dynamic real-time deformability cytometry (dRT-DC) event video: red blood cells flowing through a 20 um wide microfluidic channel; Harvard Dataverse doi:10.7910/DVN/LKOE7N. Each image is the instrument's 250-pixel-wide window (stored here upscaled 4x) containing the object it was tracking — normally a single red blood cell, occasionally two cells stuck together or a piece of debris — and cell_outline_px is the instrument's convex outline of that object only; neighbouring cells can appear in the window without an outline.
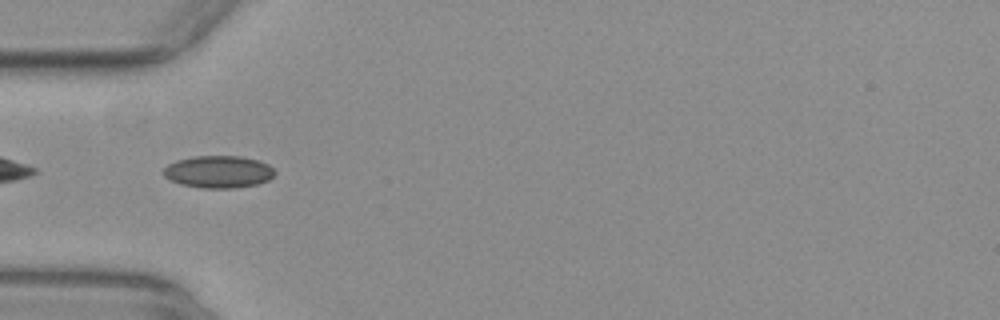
{"species": "common noctule bat (a hibernating species)", "species_latin": "Nyctalus noctula", "temperature_condition": "warm", "stored_images_in_passage": 38, "camera_frame_rate_fps": 3000, "um_per_image_px": 0.085, "animal": {"sex": "female", "body_mass_g": 29.2, "forearm_length_mm": 56.3}, "frame": {"image": 1, "passage_image": 2, "time_ms": 0.333, "image_size_px": [1000, 320], "cell_outline_px": [[276, 172], [268, 180], [256, 184], [236, 188], [200, 188], [180, 184], [164, 176], [164, 168], [168, 164], [176, 160], [192, 156], [240, 156], [260, 160], [268, 164]], "centroid_in_image_um": [18.57, 14.59], "position_along_channel_um": 66.4, "area_um2": 20.98}}
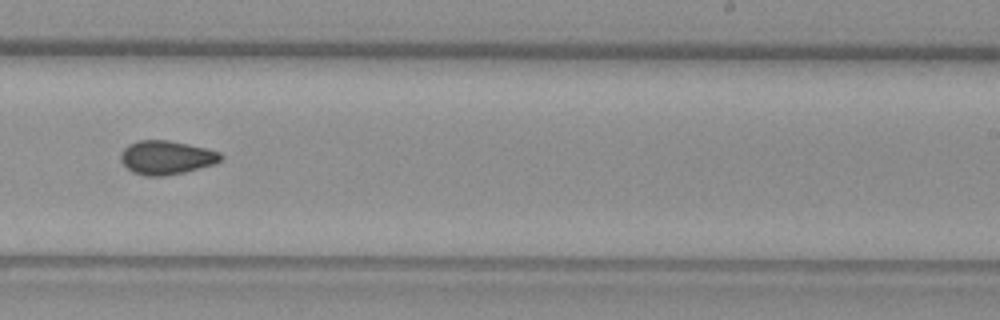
{"frame": {"image": 2, "passage_image": 18, "time_ms": 5.667, "image_size_px": [1000, 320], "cell_outline_px": [[224, 156], [216, 164], [184, 172], [164, 176], [144, 176], [132, 172], [120, 160], [120, 152], [128, 144], [136, 140], [168, 140], [188, 144], [220, 152]], "centroid_in_image_um": [14.12, 13.39], "position_along_channel_um": 274.9, "area_um2": 19.83}}
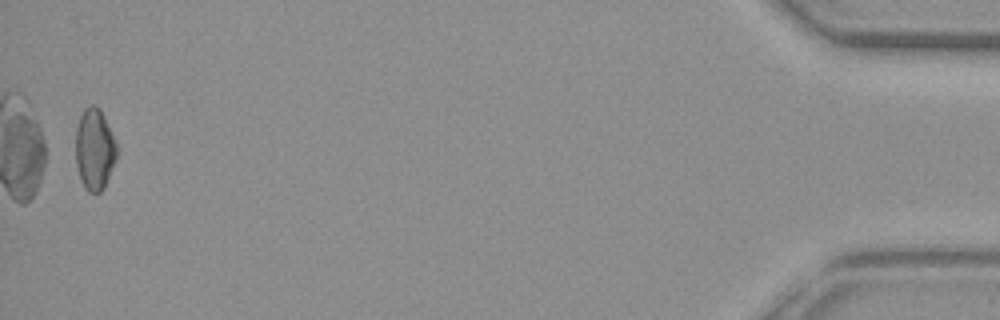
{"frame": {"image": 3, "passage_image": 37, "time_ms": 12.0, "image_size_px": [1000, 320], "cell_outline_px": [[120, 148], [116, 160], [104, 188], [100, 192], [88, 192], [84, 188], [80, 180], [76, 164], [76, 128], [80, 116], [84, 108], [92, 104], [100, 108]], "centroid_in_image_um": [8.06, 12.69], "position_along_channel_um": 427.1, "area_um2": 19.94}, "authors_computed_cell_mechanics": {"area_um2": 19.1607, "velocity_mm_per_s": 3.9126, "shape_relaxation_time_tau1_ms": 8.6922, "shape_relaxation_time_tau2_ms": 2.4868, "deformation_change_tau1": 0.1325, "deformation_change_tau2": 0.0661}}